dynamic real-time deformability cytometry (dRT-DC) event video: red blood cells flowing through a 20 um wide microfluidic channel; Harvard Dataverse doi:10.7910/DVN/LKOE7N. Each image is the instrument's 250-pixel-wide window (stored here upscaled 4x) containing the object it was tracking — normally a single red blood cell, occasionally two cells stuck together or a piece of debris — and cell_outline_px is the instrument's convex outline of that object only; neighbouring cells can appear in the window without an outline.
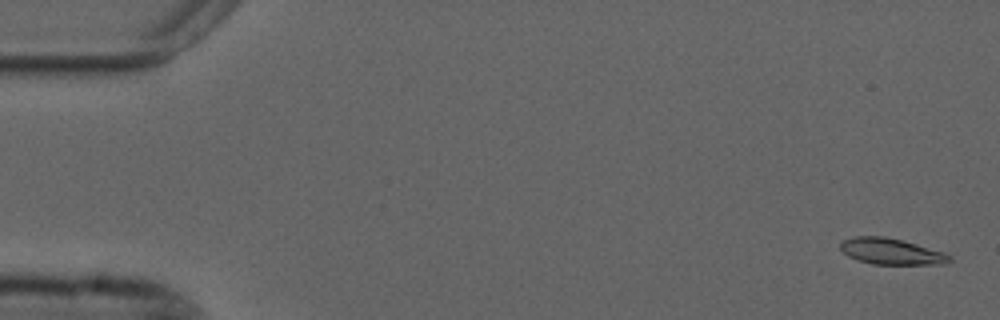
{"species": "common noctule bat (a hibernating species)", "species_latin": "Nyctalus noctula", "temperature_condition": "cold", "stored_images_in_passage": 55, "camera_frame_rate_fps": 3000, "um_per_image_px": 0.085, "animal": {"sex": "male", "forearm_length_mm": 52.5}, "frame": {"image": 1, "passage_image": 2, "time_ms": 0.333, "image_size_px": [1000, 320], "cell_outline_px": [[952, 260], [948, 264], [872, 264], [848, 256], [840, 248], [840, 244], [844, 240], [856, 236], [884, 236], [916, 244], [944, 252], [952, 256]], "centroid_in_image_um": [75.8, 21.38], "position_along_channel_um": 9.2, "area_um2": 16.47}}
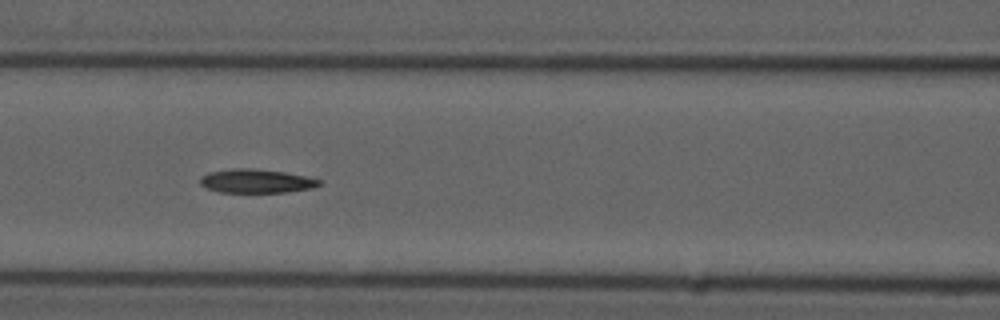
{"frame": {"image": 2, "passage_image": 24, "time_ms": 7.667, "image_size_px": [1000, 320], "cell_outline_px": [[324, 184], [312, 188], [288, 192], [220, 192], [204, 188], [200, 184], [200, 176], [208, 172], [232, 168], [248, 168], [284, 172], [304, 176], [320, 180]], "centroid_in_image_um": [21.75, 15.39], "position_along_channel_um": 144.9, "area_um2": 16.59}}
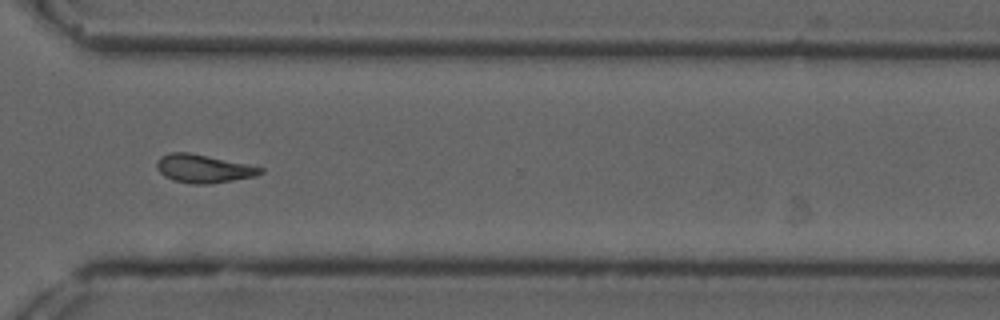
{"frame": {"image": 3, "passage_image": 41, "time_ms": 13.333, "image_size_px": [1000, 320], "cell_outline_px": [[264, 172], [256, 176], [212, 184], [192, 184], [172, 180], [164, 176], [156, 168], [156, 160], [160, 156], [168, 152], [188, 152], [248, 164], [264, 168]], "centroid_in_image_um": [17.27, 14.33], "position_along_channel_um": 353.3, "area_um2": 17.28}}